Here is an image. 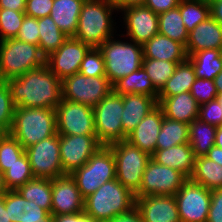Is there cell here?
Listing matches in <instances>:
<instances>
[{
  "label": "cell",
  "mask_w": 222,
  "mask_h": 222,
  "mask_svg": "<svg viewBox=\"0 0 222 222\" xmlns=\"http://www.w3.org/2000/svg\"><path fill=\"white\" fill-rule=\"evenodd\" d=\"M39 25V48L41 53L48 57L56 51L68 38L55 24L50 16L38 18Z\"/></svg>",
  "instance_id": "836d02e7"
},
{
  "label": "cell",
  "mask_w": 222,
  "mask_h": 222,
  "mask_svg": "<svg viewBox=\"0 0 222 222\" xmlns=\"http://www.w3.org/2000/svg\"><path fill=\"white\" fill-rule=\"evenodd\" d=\"M91 48L74 37H68L56 51L46 57V64L63 81L79 72L81 62Z\"/></svg>",
  "instance_id": "2e32d148"
},
{
  "label": "cell",
  "mask_w": 222,
  "mask_h": 222,
  "mask_svg": "<svg viewBox=\"0 0 222 222\" xmlns=\"http://www.w3.org/2000/svg\"><path fill=\"white\" fill-rule=\"evenodd\" d=\"M220 104V106H222V95H218L216 98Z\"/></svg>",
  "instance_id": "6125c7cd"
},
{
  "label": "cell",
  "mask_w": 222,
  "mask_h": 222,
  "mask_svg": "<svg viewBox=\"0 0 222 222\" xmlns=\"http://www.w3.org/2000/svg\"><path fill=\"white\" fill-rule=\"evenodd\" d=\"M163 118V111L157 106L127 135L126 140L151 156L156 150Z\"/></svg>",
  "instance_id": "ffe728a7"
},
{
  "label": "cell",
  "mask_w": 222,
  "mask_h": 222,
  "mask_svg": "<svg viewBox=\"0 0 222 222\" xmlns=\"http://www.w3.org/2000/svg\"><path fill=\"white\" fill-rule=\"evenodd\" d=\"M159 34L178 41L186 46L188 40V31L183 23L180 9H170L158 14Z\"/></svg>",
  "instance_id": "d590c367"
},
{
  "label": "cell",
  "mask_w": 222,
  "mask_h": 222,
  "mask_svg": "<svg viewBox=\"0 0 222 222\" xmlns=\"http://www.w3.org/2000/svg\"><path fill=\"white\" fill-rule=\"evenodd\" d=\"M33 178L26 152L4 173V182L8 190H16Z\"/></svg>",
  "instance_id": "f35d334b"
},
{
  "label": "cell",
  "mask_w": 222,
  "mask_h": 222,
  "mask_svg": "<svg viewBox=\"0 0 222 222\" xmlns=\"http://www.w3.org/2000/svg\"><path fill=\"white\" fill-rule=\"evenodd\" d=\"M16 191L27 201H33L39 207L51 214L52 180L46 178H33Z\"/></svg>",
  "instance_id": "1f68e13d"
},
{
  "label": "cell",
  "mask_w": 222,
  "mask_h": 222,
  "mask_svg": "<svg viewBox=\"0 0 222 222\" xmlns=\"http://www.w3.org/2000/svg\"><path fill=\"white\" fill-rule=\"evenodd\" d=\"M207 222H222V188L211 190Z\"/></svg>",
  "instance_id": "c3c4849f"
},
{
  "label": "cell",
  "mask_w": 222,
  "mask_h": 222,
  "mask_svg": "<svg viewBox=\"0 0 222 222\" xmlns=\"http://www.w3.org/2000/svg\"><path fill=\"white\" fill-rule=\"evenodd\" d=\"M178 7L188 32L211 16L207 0H181Z\"/></svg>",
  "instance_id": "8d00e7d4"
},
{
  "label": "cell",
  "mask_w": 222,
  "mask_h": 222,
  "mask_svg": "<svg viewBox=\"0 0 222 222\" xmlns=\"http://www.w3.org/2000/svg\"><path fill=\"white\" fill-rule=\"evenodd\" d=\"M24 149L57 134L55 109L15 107L9 132Z\"/></svg>",
  "instance_id": "3957f363"
},
{
  "label": "cell",
  "mask_w": 222,
  "mask_h": 222,
  "mask_svg": "<svg viewBox=\"0 0 222 222\" xmlns=\"http://www.w3.org/2000/svg\"><path fill=\"white\" fill-rule=\"evenodd\" d=\"M71 176L83 198L94 193L102 184L116 179L115 159L109 146L99 148L91 158Z\"/></svg>",
  "instance_id": "ba28073f"
},
{
  "label": "cell",
  "mask_w": 222,
  "mask_h": 222,
  "mask_svg": "<svg viewBox=\"0 0 222 222\" xmlns=\"http://www.w3.org/2000/svg\"><path fill=\"white\" fill-rule=\"evenodd\" d=\"M79 72L86 77L106 76L105 62L98 47H92L81 62Z\"/></svg>",
  "instance_id": "7bdbcfd3"
},
{
  "label": "cell",
  "mask_w": 222,
  "mask_h": 222,
  "mask_svg": "<svg viewBox=\"0 0 222 222\" xmlns=\"http://www.w3.org/2000/svg\"><path fill=\"white\" fill-rule=\"evenodd\" d=\"M83 0H54L50 17L68 37H74Z\"/></svg>",
  "instance_id": "4316f807"
},
{
  "label": "cell",
  "mask_w": 222,
  "mask_h": 222,
  "mask_svg": "<svg viewBox=\"0 0 222 222\" xmlns=\"http://www.w3.org/2000/svg\"><path fill=\"white\" fill-rule=\"evenodd\" d=\"M151 158L163 166L180 171L189 179L194 171L196 157L190 144L183 143L168 149H156Z\"/></svg>",
  "instance_id": "d4e9b609"
},
{
  "label": "cell",
  "mask_w": 222,
  "mask_h": 222,
  "mask_svg": "<svg viewBox=\"0 0 222 222\" xmlns=\"http://www.w3.org/2000/svg\"><path fill=\"white\" fill-rule=\"evenodd\" d=\"M217 127L199 119L189 124V144L195 157L205 156L215 145Z\"/></svg>",
  "instance_id": "d6a6232c"
},
{
  "label": "cell",
  "mask_w": 222,
  "mask_h": 222,
  "mask_svg": "<svg viewBox=\"0 0 222 222\" xmlns=\"http://www.w3.org/2000/svg\"><path fill=\"white\" fill-rule=\"evenodd\" d=\"M209 190L222 188V166L206 156L195 158L194 171L189 178Z\"/></svg>",
  "instance_id": "f546056e"
},
{
  "label": "cell",
  "mask_w": 222,
  "mask_h": 222,
  "mask_svg": "<svg viewBox=\"0 0 222 222\" xmlns=\"http://www.w3.org/2000/svg\"><path fill=\"white\" fill-rule=\"evenodd\" d=\"M109 147L115 159L116 179L135 194L141 187L143 173L151 156L127 140Z\"/></svg>",
  "instance_id": "52a82bcc"
},
{
  "label": "cell",
  "mask_w": 222,
  "mask_h": 222,
  "mask_svg": "<svg viewBox=\"0 0 222 222\" xmlns=\"http://www.w3.org/2000/svg\"><path fill=\"white\" fill-rule=\"evenodd\" d=\"M123 114L122 128L123 134L127 137L142 119L158 106L156 98L145 94H125L122 95Z\"/></svg>",
  "instance_id": "603a6c76"
},
{
  "label": "cell",
  "mask_w": 222,
  "mask_h": 222,
  "mask_svg": "<svg viewBox=\"0 0 222 222\" xmlns=\"http://www.w3.org/2000/svg\"><path fill=\"white\" fill-rule=\"evenodd\" d=\"M53 222H98L84 211L75 214L53 215Z\"/></svg>",
  "instance_id": "f907efd6"
},
{
  "label": "cell",
  "mask_w": 222,
  "mask_h": 222,
  "mask_svg": "<svg viewBox=\"0 0 222 222\" xmlns=\"http://www.w3.org/2000/svg\"><path fill=\"white\" fill-rule=\"evenodd\" d=\"M55 111L59 135H96L92 107L62 98Z\"/></svg>",
  "instance_id": "4fadbf2b"
},
{
  "label": "cell",
  "mask_w": 222,
  "mask_h": 222,
  "mask_svg": "<svg viewBox=\"0 0 222 222\" xmlns=\"http://www.w3.org/2000/svg\"><path fill=\"white\" fill-rule=\"evenodd\" d=\"M5 208L11 222H53V215L33 201H27L16 190L5 193Z\"/></svg>",
  "instance_id": "44dd1931"
},
{
  "label": "cell",
  "mask_w": 222,
  "mask_h": 222,
  "mask_svg": "<svg viewBox=\"0 0 222 222\" xmlns=\"http://www.w3.org/2000/svg\"><path fill=\"white\" fill-rule=\"evenodd\" d=\"M113 91L119 95L145 94L156 99L159 93L143 66L116 81L113 84Z\"/></svg>",
  "instance_id": "83f0119b"
},
{
  "label": "cell",
  "mask_w": 222,
  "mask_h": 222,
  "mask_svg": "<svg viewBox=\"0 0 222 222\" xmlns=\"http://www.w3.org/2000/svg\"><path fill=\"white\" fill-rule=\"evenodd\" d=\"M174 197L181 222H207L211 190L188 179Z\"/></svg>",
  "instance_id": "5bb4252c"
},
{
  "label": "cell",
  "mask_w": 222,
  "mask_h": 222,
  "mask_svg": "<svg viewBox=\"0 0 222 222\" xmlns=\"http://www.w3.org/2000/svg\"><path fill=\"white\" fill-rule=\"evenodd\" d=\"M214 82L218 95H222V70L214 78Z\"/></svg>",
  "instance_id": "680465c9"
},
{
  "label": "cell",
  "mask_w": 222,
  "mask_h": 222,
  "mask_svg": "<svg viewBox=\"0 0 222 222\" xmlns=\"http://www.w3.org/2000/svg\"><path fill=\"white\" fill-rule=\"evenodd\" d=\"M15 107L55 109L62 99V81L47 64L6 81Z\"/></svg>",
  "instance_id": "6da1fadb"
},
{
  "label": "cell",
  "mask_w": 222,
  "mask_h": 222,
  "mask_svg": "<svg viewBox=\"0 0 222 222\" xmlns=\"http://www.w3.org/2000/svg\"><path fill=\"white\" fill-rule=\"evenodd\" d=\"M127 25V35L137 44L144 45L159 33L158 14L146 5L130 6L123 9Z\"/></svg>",
  "instance_id": "ac0fdd59"
},
{
  "label": "cell",
  "mask_w": 222,
  "mask_h": 222,
  "mask_svg": "<svg viewBox=\"0 0 222 222\" xmlns=\"http://www.w3.org/2000/svg\"><path fill=\"white\" fill-rule=\"evenodd\" d=\"M46 64V57L36 44L17 38L0 40V81L22 76Z\"/></svg>",
  "instance_id": "277c9868"
},
{
  "label": "cell",
  "mask_w": 222,
  "mask_h": 222,
  "mask_svg": "<svg viewBox=\"0 0 222 222\" xmlns=\"http://www.w3.org/2000/svg\"><path fill=\"white\" fill-rule=\"evenodd\" d=\"M190 93L199 105L208 103L218 96L214 80L202 78L195 79Z\"/></svg>",
  "instance_id": "ee69618b"
},
{
  "label": "cell",
  "mask_w": 222,
  "mask_h": 222,
  "mask_svg": "<svg viewBox=\"0 0 222 222\" xmlns=\"http://www.w3.org/2000/svg\"><path fill=\"white\" fill-rule=\"evenodd\" d=\"M134 207V194L117 179L105 182L84 198V212L98 222H109Z\"/></svg>",
  "instance_id": "7a4b0ae2"
},
{
  "label": "cell",
  "mask_w": 222,
  "mask_h": 222,
  "mask_svg": "<svg viewBox=\"0 0 222 222\" xmlns=\"http://www.w3.org/2000/svg\"><path fill=\"white\" fill-rule=\"evenodd\" d=\"M0 222H11L8 211L5 208V194L0 195Z\"/></svg>",
  "instance_id": "6f0895ef"
},
{
  "label": "cell",
  "mask_w": 222,
  "mask_h": 222,
  "mask_svg": "<svg viewBox=\"0 0 222 222\" xmlns=\"http://www.w3.org/2000/svg\"><path fill=\"white\" fill-rule=\"evenodd\" d=\"M116 9H124L130 6L142 5L146 0H109Z\"/></svg>",
  "instance_id": "11a10c76"
},
{
  "label": "cell",
  "mask_w": 222,
  "mask_h": 222,
  "mask_svg": "<svg viewBox=\"0 0 222 222\" xmlns=\"http://www.w3.org/2000/svg\"><path fill=\"white\" fill-rule=\"evenodd\" d=\"M210 4V15L222 26V0L208 1Z\"/></svg>",
  "instance_id": "db71d44e"
},
{
  "label": "cell",
  "mask_w": 222,
  "mask_h": 222,
  "mask_svg": "<svg viewBox=\"0 0 222 222\" xmlns=\"http://www.w3.org/2000/svg\"><path fill=\"white\" fill-rule=\"evenodd\" d=\"M54 0H26L25 14L34 18L50 16Z\"/></svg>",
  "instance_id": "7dc6e473"
},
{
  "label": "cell",
  "mask_w": 222,
  "mask_h": 222,
  "mask_svg": "<svg viewBox=\"0 0 222 222\" xmlns=\"http://www.w3.org/2000/svg\"><path fill=\"white\" fill-rule=\"evenodd\" d=\"M196 74L192 62L187 58L177 65L173 75L159 91L158 97H171L180 93L190 92Z\"/></svg>",
  "instance_id": "f1b7e54d"
},
{
  "label": "cell",
  "mask_w": 222,
  "mask_h": 222,
  "mask_svg": "<svg viewBox=\"0 0 222 222\" xmlns=\"http://www.w3.org/2000/svg\"><path fill=\"white\" fill-rule=\"evenodd\" d=\"M187 56L193 64L196 78L214 80L222 70V49H207Z\"/></svg>",
  "instance_id": "4dcf8cb0"
},
{
  "label": "cell",
  "mask_w": 222,
  "mask_h": 222,
  "mask_svg": "<svg viewBox=\"0 0 222 222\" xmlns=\"http://www.w3.org/2000/svg\"><path fill=\"white\" fill-rule=\"evenodd\" d=\"M95 132L102 146H109L126 140L122 128L123 103L122 95L112 91L100 103L93 107Z\"/></svg>",
  "instance_id": "9c48e42d"
},
{
  "label": "cell",
  "mask_w": 222,
  "mask_h": 222,
  "mask_svg": "<svg viewBox=\"0 0 222 222\" xmlns=\"http://www.w3.org/2000/svg\"><path fill=\"white\" fill-rule=\"evenodd\" d=\"M143 222H181L174 195L135 197Z\"/></svg>",
  "instance_id": "d6986e66"
},
{
  "label": "cell",
  "mask_w": 222,
  "mask_h": 222,
  "mask_svg": "<svg viewBox=\"0 0 222 222\" xmlns=\"http://www.w3.org/2000/svg\"><path fill=\"white\" fill-rule=\"evenodd\" d=\"M215 146L222 148V125L217 127L215 136Z\"/></svg>",
  "instance_id": "91938a15"
},
{
  "label": "cell",
  "mask_w": 222,
  "mask_h": 222,
  "mask_svg": "<svg viewBox=\"0 0 222 222\" xmlns=\"http://www.w3.org/2000/svg\"><path fill=\"white\" fill-rule=\"evenodd\" d=\"M25 15V12H18L12 9H0L1 40L16 38Z\"/></svg>",
  "instance_id": "b9f144b4"
},
{
  "label": "cell",
  "mask_w": 222,
  "mask_h": 222,
  "mask_svg": "<svg viewBox=\"0 0 222 222\" xmlns=\"http://www.w3.org/2000/svg\"><path fill=\"white\" fill-rule=\"evenodd\" d=\"M207 49H222V26L211 16L188 33L187 55Z\"/></svg>",
  "instance_id": "7402d4cb"
},
{
  "label": "cell",
  "mask_w": 222,
  "mask_h": 222,
  "mask_svg": "<svg viewBox=\"0 0 222 222\" xmlns=\"http://www.w3.org/2000/svg\"><path fill=\"white\" fill-rule=\"evenodd\" d=\"M157 101L164 117L186 124L198 119L199 104L190 92L171 97H158Z\"/></svg>",
  "instance_id": "cb8c5ba5"
},
{
  "label": "cell",
  "mask_w": 222,
  "mask_h": 222,
  "mask_svg": "<svg viewBox=\"0 0 222 222\" xmlns=\"http://www.w3.org/2000/svg\"><path fill=\"white\" fill-rule=\"evenodd\" d=\"M116 9L109 0H89L82 5L74 38L99 47L112 38L111 11Z\"/></svg>",
  "instance_id": "5b68a950"
},
{
  "label": "cell",
  "mask_w": 222,
  "mask_h": 222,
  "mask_svg": "<svg viewBox=\"0 0 222 222\" xmlns=\"http://www.w3.org/2000/svg\"><path fill=\"white\" fill-rule=\"evenodd\" d=\"M105 62L106 77L114 84L120 78L137 71L143 64V46L106 40L99 47Z\"/></svg>",
  "instance_id": "8992f818"
},
{
  "label": "cell",
  "mask_w": 222,
  "mask_h": 222,
  "mask_svg": "<svg viewBox=\"0 0 222 222\" xmlns=\"http://www.w3.org/2000/svg\"><path fill=\"white\" fill-rule=\"evenodd\" d=\"M180 1L181 0H146L144 5L150 8L154 13L160 14L176 8Z\"/></svg>",
  "instance_id": "681fc988"
},
{
  "label": "cell",
  "mask_w": 222,
  "mask_h": 222,
  "mask_svg": "<svg viewBox=\"0 0 222 222\" xmlns=\"http://www.w3.org/2000/svg\"><path fill=\"white\" fill-rule=\"evenodd\" d=\"M187 180L180 171L163 166L150 158L143 173L141 187L134 196L175 195Z\"/></svg>",
  "instance_id": "8fae6325"
},
{
  "label": "cell",
  "mask_w": 222,
  "mask_h": 222,
  "mask_svg": "<svg viewBox=\"0 0 222 222\" xmlns=\"http://www.w3.org/2000/svg\"><path fill=\"white\" fill-rule=\"evenodd\" d=\"M59 134L25 149L34 178L54 179L65 175L61 165Z\"/></svg>",
  "instance_id": "7c38bea8"
},
{
  "label": "cell",
  "mask_w": 222,
  "mask_h": 222,
  "mask_svg": "<svg viewBox=\"0 0 222 222\" xmlns=\"http://www.w3.org/2000/svg\"><path fill=\"white\" fill-rule=\"evenodd\" d=\"M198 119L202 122L219 127L222 125V106L217 99L199 105Z\"/></svg>",
  "instance_id": "f6af8a7d"
},
{
  "label": "cell",
  "mask_w": 222,
  "mask_h": 222,
  "mask_svg": "<svg viewBox=\"0 0 222 222\" xmlns=\"http://www.w3.org/2000/svg\"><path fill=\"white\" fill-rule=\"evenodd\" d=\"M144 58L158 59L179 64L188 56L185 46L167 36L156 34L143 45Z\"/></svg>",
  "instance_id": "484cf974"
},
{
  "label": "cell",
  "mask_w": 222,
  "mask_h": 222,
  "mask_svg": "<svg viewBox=\"0 0 222 222\" xmlns=\"http://www.w3.org/2000/svg\"><path fill=\"white\" fill-rule=\"evenodd\" d=\"M205 156L222 166V148L214 145Z\"/></svg>",
  "instance_id": "9f6ffc18"
},
{
  "label": "cell",
  "mask_w": 222,
  "mask_h": 222,
  "mask_svg": "<svg viewBox=\"0 0 222 222\" xmlns=\"http://www.w3.org/2000/svg\"><path fill=\"white\" fill-rule=\"evenodd\" d=\"M84 211V198L71 174L52 179V215L75 214Z\"/></svg>",
  "instance_id": "e0dca14e"
},
{
  "label": "cell",
  "mask_w": 222,
  "mask_h": 222,
  "mask_svg": "<svg viewBox=\"0 0 222 222\" xmlns=\"http://www.w3.org/2000/svg\"><path fill=\"white\" fill-rule=\"evenodd\" d=\"M8 189L5 186L4 174L0 171V195H4Z\"/></svg>",
  "instance_id": "94428289"
},
{
  "label": "cell",
  "mask_w": 222,
  "mask_h": 222,
  "mask_svg": "<svg viewBox=\"0 0 222 222\" xmlns=\"http://www.w3.org/2000/svg\"><path fill=\"white\" fill-rule=\"evenodd\" d=\"M25 153V149L16 138L9 133L0 135V171L4 174L17 159Z\"/></svg>",
  "instance_id": "ab89813d"
},
{
  "label": "cell",
  "mask_w": 222,
  "mask_h": 222,
  "mask_svg": "<svg viewBox=\"0 0 222 222\" xmlns=\"http://www.w3.org/2000/svg\"><path fill=\"white\" fill-rule=\"evenodd\" d=\"M112 91L113 84L106 76L86 77L78 72L62 81L63 99L92 108Z\"/></svg>",
  "instance_id": "30bf717a"
},
{
  "label": "cell",
  "mask_w": 222,
  "mask_h": 222,
  "mask_svg": "<svg viewBox=\"0 0 222 222\" xmlns=\"http://www.w3.org/2000/svg\"><path fill=\"white\" fill-rule=\"evenodd\" d=\"M15 105L12 102L9 85L0 81V132L9 133L13 124Z\"/></svg>",
  "instance_id": "60d3db41"
},
{
  "label": "cell",
  "mask_w": 222,
  "mask_h": 222,
  "mask_svg": "<svg viewBox=\"0 0 222 222\" xmlns=\"http://www.w3.org/2000/svg\"><path fill=\"white\" fill-rule=\"evenodd\" d=\"M109 222H143V220L138 209L134 207L129 212L120 214Z\"/></svg>",
  "instance_id": "816d5d0a"
},
{
  "label": "cell",
  "mask_w": 222,
  "mask_h": 222,
  "mask_svg": "<svg viewBox=\"0 0 222 222\" xmlns=\"http://www.w3.org/2000/svg\"><path fill=\"white\" fill-rule=\"evenodd\" d=\"M26 0H0V9H12L18 12L25 11Z\"/></svg>",
  "instance_id": "f5cc1de1"
},
{
  "label": "cell",
  "mask_w": 222,
  "mask_h": 222,
  "mask_svg": "<svg viewBox=\"0 0 222 222\" xmlns=\"http://www.w3.org/2000/svg\"><path fill=\"white\" fill-rule=\"evenodd\" d=\"M178 64L158 59L143 58V68L146 70L154 87L160 91L173 75Z\"/></svg>",
  "instance_id": "74e56055"
},
{
  "label": "cell",
  "mask_w": 222,
  "mask_h": 222,
  "mask_svg": "<svg viewBox=\"0 0 222 222\" xmlns=\"http://www.w3.org/2000/svg\"><path fill=\"white\" fill-rule=\"evenodd\" d=\"M18 40L39 45V25L38 19L25 15L19 33L16 36Z\"/></svg>",
  "instance_id": "bcb514c9"
},
{
  "label": "cell",
  "mask_w": 222,
  "mask_h": 222,
  "mask_svg": "<svg viewBox=\"0 0 222 222\" xmlns=\"http://www.w3.org/2000/svg\"><path fill=\"white\" fill-rule=\"evenodd\" d=\"M59 144L64 174L81 168L102 147L96 135H59Z\"/></svg>",
  "instance_id": "9a60e30c"
},
{
  "label": "cell",
  "mask_w": 222,
  "mask_h": 222,
  "mask_svg": "<svg viewBox=\"0 0 222 222\" xmlns=\"http://www.w3.org/2000/svg\"><path fill=\"white\" fill-rule=\"evenodd\" d=\"M183 143H189V124L164 117L156 149H168Z\"/></svg>",
  "instance_id": "e575fe53"
}]
</instances>
